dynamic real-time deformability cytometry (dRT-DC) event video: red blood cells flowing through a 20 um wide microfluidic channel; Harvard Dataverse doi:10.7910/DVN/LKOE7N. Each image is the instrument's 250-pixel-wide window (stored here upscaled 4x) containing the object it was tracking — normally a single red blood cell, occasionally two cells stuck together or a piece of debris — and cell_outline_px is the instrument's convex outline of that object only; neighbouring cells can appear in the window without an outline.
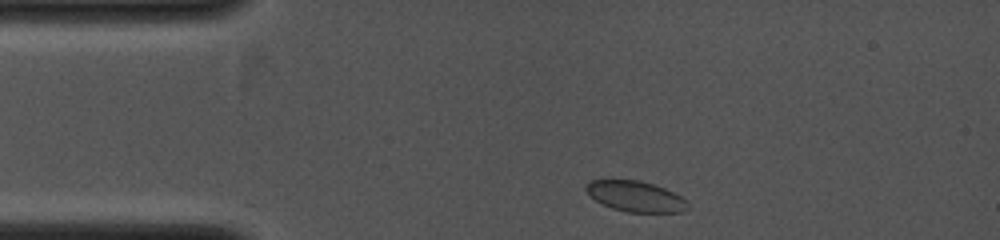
{"species": "common noctule bat (a hibernating species)", "species_latin": "Nyctalus noctula", "temperature_condition": "cold", "stored_images_in_passage": 8, "camera_frame_rate_fps": 4000, "um_per_image_px": 0.085, "animal": {"sex": "female", "body_mass_g": 19.0, "forearm_length_mm": 53.3}, "frame": {"image": 1, "passage_image": 2, "time_ms": 0.25, "image_size_px": [1000, 240], "cell_outline_px": [[688, 208], [684, 212], [628, 212], [612, 208], [596, 200], [584, 188], [592, 180], [640, 180], [664, 188], [688, 200]], "centroid_in_image_um": [54.07, 16.7], "position_along_channel_um": 30.9, "area_um2": 17.92}}
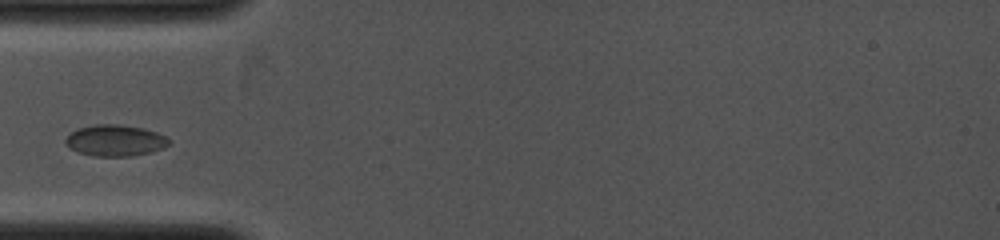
{"frame": {"image": 2, "passage_image": 6, "time_ms": 2.0, "image_size_px": [1000, 240], "cell_outline_px": [[172, 140], [164, 148], [152, 152], [132, 156], [92, 156], [80, 152], [72, 148], [64, 140], [72, 132], [80, 128], [96, 124], [120, 124], [144, 128], [168, 136]], "centroid_in_image_um": [9.88, 11.94], "position_along_channel_um": 75.1, "area_um2": 18.84}}
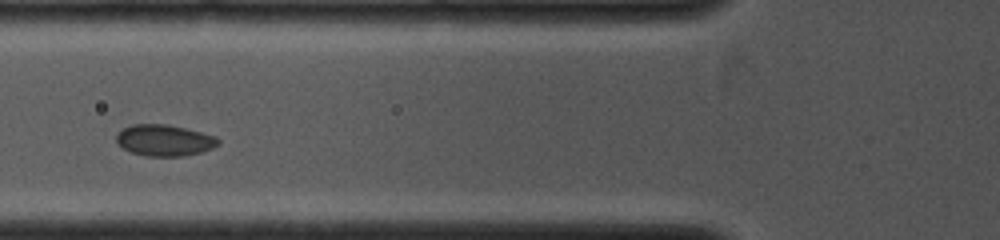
{"frame": {"image": 3, "passage_image": 8, "time_ms": 2.75, "image_size_px": [1000, 240], "cell_outline_px": [[220, 144], [212, 148], [200, 152], [184, 156], [148, 156], [132, 152], [116, 144], [116, 136], [124, 128], [132, 124], [168, 124], [216, 136], [220, 140]], "centroid_in_image_um": [13.98, 11.92], "position_along_channel_um": 111.8, "area_um2": 18.5}}